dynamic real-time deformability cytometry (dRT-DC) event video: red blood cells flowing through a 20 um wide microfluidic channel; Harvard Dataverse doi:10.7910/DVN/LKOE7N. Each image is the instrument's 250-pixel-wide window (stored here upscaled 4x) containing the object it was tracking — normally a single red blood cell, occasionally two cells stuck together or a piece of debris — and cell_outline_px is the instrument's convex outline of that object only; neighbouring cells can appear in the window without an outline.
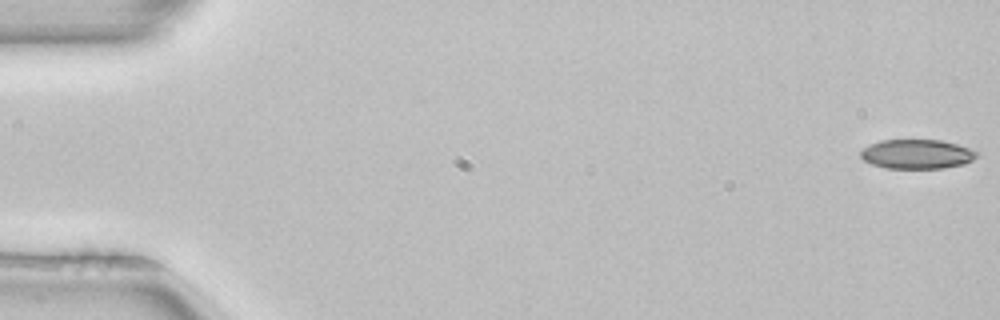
{"species": "common noctule bat (a hibernating species)", "species_latin": "Nyctalus noctula", "temperature_condition": "room temperature", "stored_images_in_passage": 52, "camera_frame_rate_fps": 3000, "um_per_image_px": 0.085, "animal": {"sex": "female", "body_mass_g": 22.7, "forearm_length_mm": 54.2}, "frame": {"image": 1, "passage_image": 1, "time_ms": 0.0, "image_size_px": [1000, 320], "cell_outline_px": [[980, 152], [972, 160], [964, 164], [944, 168], [884, 168], [872, 164], [864, 160], [860, 156], [860, 152], [868, 144], [880, 140], [940, 140], [956, 144]], "centroid_in_image_um": [77.92, 13.1], "position_along_channel_um": 7.1, "area_um2": 19.88}}
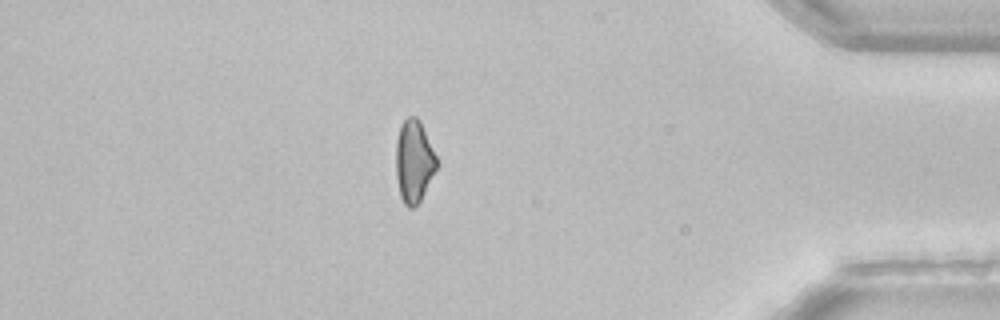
{"frame": {"image": 2, "passage_image": 45, "time_ms": 14.667, "image_size_px": [1000, 320], "cell_outline_px": [[440, 164], [420, 200], [412, 208], [408, 208], [404, 204], [400, 196], [396, 176], [396, 140], [400, 124], [408, 116], [416, 116], [420, 120]], "centroid_in_image_um": [35.19, 13.69], "position_along_channel_um": 400.0, "area_um2": 19.83}}
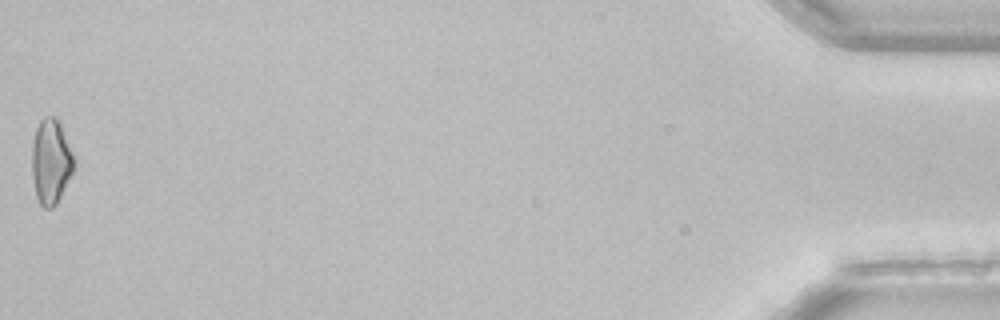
{"frame": {"image": 3, "passage_image": 52, "time_ms": 17.0, "image_size_px": [1000, 320], "cell_outline_px": [[76, 164], [56, 204], [52, 208], [44, 208], [40, 204], [36, 196], [32, 176], [32, 144], [36, 128], [40, 120], [44, 116], [52, 116], [60, 124], [76, 160]], "centroid_in_image_um": [4.32, 13.73], "position_along_channel_um": 430.9, "area_um2": 20.69}, "authors_computed_cell_mechanics": {"area_um2": 20.9814, "velocity_mm_per_s": 3.9883, "shape_relaxation_time_tau1_ms": null, "shape_relaxation_time_tau2_ms": 10.6748, "deformation_change_tau1": null, "deformation_change_tau2": 0.1887}}